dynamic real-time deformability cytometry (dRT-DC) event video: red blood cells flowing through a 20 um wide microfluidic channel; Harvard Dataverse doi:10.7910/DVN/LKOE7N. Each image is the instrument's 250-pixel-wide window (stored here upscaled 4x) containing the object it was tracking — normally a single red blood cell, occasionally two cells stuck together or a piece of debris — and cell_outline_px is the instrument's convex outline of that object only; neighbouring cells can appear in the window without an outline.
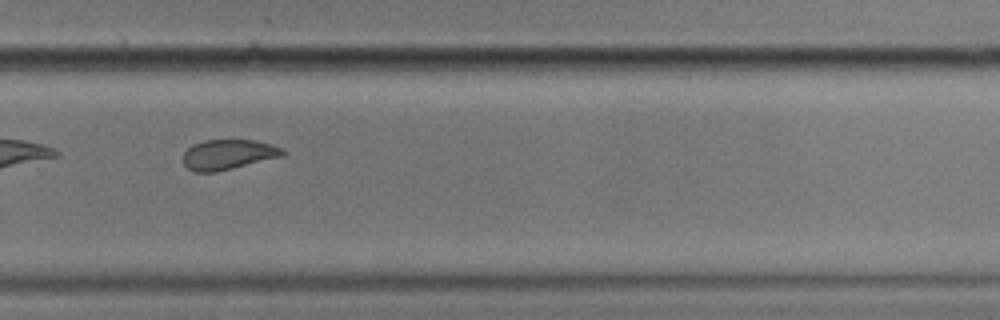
{"species": "common noctule bat (a hibernating species)", "species_latin": "Nyctalus noctula", "temperature_condition": "cold", "stored_images_in_passage": 38, "camera_frame_rate_fps": 3000, "um_per_image_px": 0.085, "animal": {"sex": "male", "body_mass_g": 17.9}, "frame": {"image": 1, "passage_image": 22, "time_ms": 7.0, "image_size_px": [1000, 320], "cell_outline_px": [[284, 156], [216, 172], [192, 172], [184, 164], [184, 152], [192, 144], [204, 140], [256, 140], [272, 144], [280, 148], [284, 152]], "centroid_in_image_um": [19.38, 13.13], "position_along_channel_um": 310.4, "area_um2": 17.46}}